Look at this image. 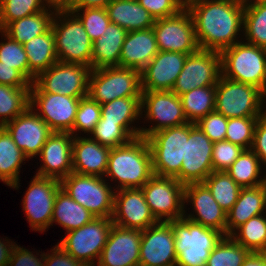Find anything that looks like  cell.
Wrapping results in <instances>:
<instances>
[{
    "instance_id": "cell-1",
    "label": "cell",
    "mask_w": 266,
    "mask_h": 266,
    "mask_svg": "<svg viewBox=\"0 0 266 266\" xmlns=\"http://www.w3.org/2000/svg\"><path fill=\"white\" fill-rule=\"evenodd\" d=\"M186 9L193 18L200 49L221 53L240 42L244 4L231 0H195Z\"/></svg>"
},
{
    "instance_id": "cell-2",
    "label": "cell",
    "mask_w": 266,
    "mask_h": 266,
    "mask_svg": "<svg viewBox=\"0 0 266 266\" xmlns=\"http://www.w3.org/2000/svg\"><path fill=\"white\" fill-rule=\"evenodd\" d=\"M153 175L152 155L146 138H134L126 145L111 148L104 178L117 181L115 190L141 188Z\"/></svg>"
},
{
    "instance_id": "cell-3",
    "label": "cell",
    "mask_w": 266,
    "mask_h": 266,
    "mask_svg": "<svg viewBox=\"0 0 266 266\" xmlns=\"http://www.w3.org/2000/svg\"><path fill=\"white\" fill-rule=\"evenodd\" d=\"M169 222L175 237V266H206L210 252L224 235L185 217Z\"/></svg>"
},
{
    "instance_id": "cell-4",
    "label": "cell",
    "mask_w": 266,
    "mask_h": 266,
    "mask_svg": "<svg viewBox=\"0 0 266 266\" xmlns=\"http://www.w3.org/2000/svg\"><path fill=\"white\" fill-rule=\"evenodd\" d=\"M242 38L220 53L222 76L256 86L266 94V49Z\"/></svg>"
},
{
    "instance_id": "cell-5",
    "label": "cell",
    "mask_w": 266,
    "mask_h": 266,
    "mask_svg": "<svg viewBox=\"0 0 266 266\" xmlns=\"http://www.w3.org/2000/svg\"><path fill=\"white\" fill-rule=\"evenodd\" d=\"M58 62L91 68L92 45L80 19L72 11H56L52 26Z\"/></svg>"
},
{
    "instance_id": "cell-6",
    "label": "cell",
    "mask_w": 266,
    "mask_h": 266,
    "mask_svg": "<svg viewBox=\"0 0 266 266\" xmlns=\"http://www.w3.org/2000/svg\"><path fill=\"white\" fill-rule=\"evenodd\" d=\"M188 136L189 122L162 129L146 137L152 155L154 175L176 178L180 182Z\"/></svg>"
},
{
    "instance_id": "cell-7",
    "label": "cell",
    "mask_w": 266,
    "mask_h": 266,
    "mask_svg": "<svg viewBox=\"0 0 266 266\" xmlns=\"http://www.w3.org/2000/svg\"><path fill=\"white\" fill-rule=\"evenodd\" d=\"M266 94L256 86L221 75L216 84L215 111L227 119L260 117L266 110Z\"/></svg>"
},
{
    "instance_id": "cell-8",
    "label": "cell",
    "mask_w": 266,
    "mask_h": 266,
    "mask_svg": "<svg viewBox=\"0 0 266 266\" xmlns=\"http://www.w3.org/2000/svg\"><path fill=\"white\" fill-rule=\"evenodd\" d=\"M106 181L103 177L72 172L60 184L74 201L95 217H112L115 189Z\"/></svg>"
},
{
    "instance_id": "cell-9",
    "label": "cell",
    "mask_w": 266,
    "mask_h": 266,
    "mask_svg": "<svg viewBox=\"0 0 266 266\" xmlns=\"http://www.w3.org/2000/svg\"><path fill=\"white\" fill-rule=\"evenodd\" d=\"M88 95L100 105L124 97H141V71L133 68L92 69Z\"/></svg>"
},
{
    "instance_id": "cell-10",
    "label": "cell",
    "mask_w": 266,
    "mask_h": 266,
    "mask_svg": "<svg viewBox=\"0 0 266 266\" xmlns=\"http://www.w3.org/2000/svg\"><path fill=\"white\" fill-rule=\"evenodd\" d=\"M112 226L111 217H95L86 225L66 232L65 237L57 244L74 259L95 266Z\"/></svg>"
},
{
    "instance_id": "cell-11",
    "label": "cell",
    "mask_w": 266,
    "mask_h": 266,
    "mask_svg": "<svg viewBox=\"0 0 266 266\" xmlns=\"http://www.w3.org/2000/svg\"><path fill=\"white\" fill-rule=\"evenodd\" d=\"M92 68L83 64L56 62L36 77L32 85L39 92L68 97H85L89 92Z\"/></svg>"
},
{
    "instance_id": "cell-12",
    "label": "cell",
    "mask_w": 266,
    "mask_h": 266,
    "mask_svg": "<svg viewBox=\"0 0 266 266\" xmlns=\"http://www.w3.org/2000/svg\"><path fill=\"white\" fill-rule=\"evenodd\" d=\"M143 112H145L143 114ZM152 123L149 128L140 127V137H148L162 129L187 123L180 96L172 91H142L141 116ZM155 124V125H154ZM151 126V127H150Z\"/></svg>"
},
{
    "instance_id": "cell-13",
    "label": "cell",
    "mask_w": 266,
    "mask_h": 266,
    "mask_svg": "<svg viewBox=\"0 0 266 266\" xmlns=\"http://www.w3.org/2000/svg\"><path fill=\"white\" fill-rule=\"evenodd\" d=\"M184 187L176 178L153 175L142 187L157 221L169 222L184 215Z\"/></svg>"
},
{
    "instance_id": "cell-14",
    "label": "cell",
    "mask_w": 266,
    "mask_h": 266,
    "mask_svg": "<svg viewBox=\"0 0 266 266\" xmlns=\"http://www.w3.org/2000/svg\"><path fill=\"white\" fill-rule=\"evenodd\" d=\"M28 186L22 209L31 229L42 233L51 226L56 194L61 184L57 179L35 174Z\"/></svg>"
},
{
    "instance_id": "cell-15",
    "label": "cell",
    "mask_w": 266,
    "mask_h": 266,
    "mask_svg": "<svg viewBox=\"0 0 266 266\" xmlns=\"http://www.w3.org/2000/svg\"><path fill=\"white\" fill-rule=\"evenodd\" d=\"M80 98L83 97L39 92L31 84L29 106L53 132H70L73 135V125Z\"/></svg>"
},
{
    "instance_id": "cell-16",
    "label": "cell",
    "mask_w": 266,
    "mask_h": 266,
    "mask_svg": "<svg viewBox=\"0 0 266 266\" xmlns=\"http://www.w3.org/2000/svg\"><path fill=\"white\" fill-rule=\"evenodd\" d=\"M152 29L159 51L189 55L200 49L196 40L193 18L186 7L177 15L156 19Z\"/></svg>"
},
{
    "instance_id": "cell-17",
    "label": "cell",
    "mask_w": 266,
    "mask_h": 266,
    "mask_svg": "<svg viewBox=\"0 0 266 266\" xmlns=\"http://www.w3.org/2000/svg\"><path fill=\"white\" fill-rule=\"evenodd\" d=\"M221 75V54L199 49L187 56L171 91L181 96L199 87L216 86Z\"/></svg>"
},
{
    "instance_id": "cell-18",
    "label": "cell",
    "mask_w": 266,
    "mask_h": 266,
    "mask_svg": "<svg viewBox=\"0 0 266 266\" xmlns=\"http://www.w3.org/2000/svg\"><path fill=\"white\" fill-rule=\"evenodd\" d=\"M213 142L194 123H189L185 160L180 170V183L203 182L212 172Z\"/></svg>"
},
{
    "instance_id": "cell-19",
    "label": "cell",
    "mask_w": 266,
    "mask_h": 266,
    "mask_svg": "<svg viewBox=\"0 0 266 266\" xmlns=\"http://www.w3.org/2000/svg\"><path fill=\"white\" fill-rule=\"evenodd\" d=\"M174 230L170 222L158 221L141 231L140 266H175Z\"/></svg>"
},
{
    "instance_id": "cell-20",
    "label": "cell",
    "mask_w": 266,
    "mask_h": 266,
    "mask_svg": "<svg viewBox=\"0 0 266 266\" xmlns=\"http://www.w3.org/2000/svg\"><path fill=\"white\" fill-rule=\"evenodd\" d=\"M113 224L143 231L157 223L141 188L118 189L114 195Z\"/></svg>"
},
{
    "instance_id": "cell-21",
    "label": "cell",
    "mask_w": 266,
    "mask_h": 266,
    "mask_svg": "<svg viewBox=\"0 0 266 266\" xmlns=\"http://www.w3.org/2000/svg\"><path fill=\"white\" fill-rule=\"evenodd\" d=\"M23 154L32 159L40 154L49 136L50 127L29 106L22 114L3 126Z\"/></svg>"
},
{
    "instance_id": "cell-22",
    "label": "cell",
    "mask_w": 266,
    "mask_h": 266,
    "mask_svg": "<svg viewBox=\"0 0 266 266\" xmlns=\"http://www.w3.org/2000/svg\"><path fill=\"white\" fill-rule=\"evenodd\" d=\"M188 202L192 204L193 214L185 211V205H188ZM183 217L204 227L215 229L226 236V212L219 206L203 182L185 185Z\"/></svg>"
},
{
    "instance_id": "cell-23",
    "label": "cell",
    "mask_w": 266,
    "mask_h": 266,
    "mask_svg": "<svg viewBox=\"0 0 266 266\" xmlns=\"http://www.w3.org/2000/svg\"><path fill=\"white\" fill-rule=\"evenodd\" d=\"M141 231L113 224L95 266H139Z\"/></svg>"
},
{
    "instance_id": "cell-24",
    "label": "cell",
    "mask_w": 266,
    "mask_h": 266,
    "mask_svg": "<svg viewBox=\"0 0 266 266\" xmlns=\"http://www.w3.org/2000/svg\"><path fill=\"white\" fill-rule=\"evenodd\" d=\"M70 132H53L38 155L41 161L36 175L61 181L72 173V143Z\"/></svg>"
},
{
    "instance_id": "cell-25",
    "label": "cell",
    "mask_w": 266,
    "mask_h": 266,
    "mask_svg": "<svg viewBox=\"0 0 266 266\" xmlns=\"http://www.w3.org/2000/svg\"><path fill=\"white\" fill-rule=\"evenodd\" d=\"M188 54L159 51L141 70L142 91H171Z\"/></svg>"
},
{
    "instance_id": "cell-26",
    "label": "cell",
    "mask_w": 266,
    "mask_h": 266,
    "mask_svg": "<svg viewBox=\"0 0 266 266\" xmlns=\"http://www.w3.org/2000/svg\"><path fill=\"white\" fill-rule=\"evenodd\" d=\"M111 148L90 137H74L72 143V172L82 175L105 176Z\"/></svg>"
},
{
    "instance_id": "cell-27",
    "label": "cell",
    "mask_w": 266,
    "mask_h": 266,
    "mask_svg": "<svg viewBox=\"0 0 266 266\" xmlns=\"http://www.w3.org/2000/svg\"><path fill=\"white\" fill-rule=\"evenodd\" d=\"M158 52L152 28L129 31L122 45L119 67L141 71Z\"/></svg>"
},
{
    "instance_id": "cell-28",
    "label": "cell",
    "mask_w": 266,
    "mask_h": 266,
    "mask_svg": "<svg viewBox=\"0 0 266 266\" xmlns=\"http://www.w3.org/2000/svg\"><path fill=\"white\" fill-rule=\"evenodd\" d=\"M127 31L110 22L106 31L92 45L91 68L119 67L122 45Z\"/></svg>"
},
{
    "instance_id": "cell-29",
    "label": "cell",
    "mask_w": 266,
    "mask_h": 266,
    "mask_svg": "<svg viewBox=\"0 0 266 266\" xmlns=\"http://www.w3.org/2000/svg\"><path fill=\"white\" fill-rule=\"evenodd\" d=\"M265 213V192L262 186L242 188L232 209L226 213V235H230L250 218Z\"/></svg>"
},
{
    "instance_id": "cell-30",
    "label": "cell",
    "mask_w": 266,
    "mask_h": 266,
    "mask_svg": "<svg viewBox=\"0 0 266 266\" xmlns=\"http://www.w3.org/2000/svg\"><path fill=\"white\" fill-rule=\"evenodd\" d=\"M105 8L110 21L127 32L154 26L155 18L137 0H111Z\"/></svg>"
},
{
    "instance_id": "cell-31",
    "label": "cell",
    "mask_w": 266,
    "mask_h": 266,
    "mask_svg": "<svg viewBox=\"0 0 266 266\" xmlns=\"http://www.w3.org/2000/svg\"><path fill=\"white\" fill-rule=\"evenodd\" d=\"M23 45L28 59L29 82L32 84L39 73L58 62L54 32L50 28Z\"/></svg>"
},
{
    "instance_id": "cell-32",
    "label": "cell",
    "mask_w": 266,
    "mask_h": 266,
    "mask_svg": "<svg viewBox=\"0 0 266 266\" xmlns=\"http://www.w3.org/2000/svg\"><path fill=\"white\" fill-rule=\"evenodd\" d=\"M142 117L141 97L118 98L101 105V119L120 122L134 138L140 137V128L132 124Z\"/></svg>"
},
{
    "instance_id": "cell-33",
    "label": "cell",
    "mask_w": 266,
    "mask_h": 266,
    "mask_svg": "<svg viewBox=\"0 0 266 266\" xmlns=\"http://www.w3.org/2000/svg\"><path fill=\"white\" fill-rule=\"evenodd\" d=\"M28 158L18 148L12 136L2 126L0 127V180L10 188L18 190L20 168Z\"/></svg>"
},
{
    "instance_id": "cell-34",
    "label": "cell",
    "mask_w": 266,
    "mask_h": 266,
    "mask_svg": "<svg viewBox=\"0 0 266 266\" xmlns=\"http://www.w3.org/2000/svg\"><path fill=\"white\" fill-rule=\"evenodd\" d=\"M95 216L85 207L74 201L62 188L56 194L51 226L54 222L73 231L91 222Z\"/></svg>"
},
{
    "instance_id": "cell-35",
    "label": "cell",
    "mask_w": 266,
    "mask_h": 266,
    "mask_svg": "<svg viewBox=\"0 0 266 266\" xmlns=\"http://www.w3.org/2000/svg\"><path fill=\"white\" fill-rule=\"evenodd\" d=\"M55 13L56 11L47 8L44 11L10 22L2 31L18 43L25 44L51 28Z\"/></svg>"
},
{
    "instance_id": "cell-36",
    "label": "cell",
    "mask_w": 266,
    "mask_h": 266,
    "mask_svg": "<svg viewBox=\"0 0 266 266\" xmlns=\"http://www.w3.org/2000/svg\"><path fill=\"white\" fill-rule=\"evenodd\" d=\"M262 166L255 153L246 149L226 172L241 188H253L262 184Z\"/></svg>"
},
{
    "instance_id": "cell-37",
    "label": "cell",
    "mask_w": 266,
    "mask_h": 266,
    "mask_svg": "<svg viewBox=\"0 0 266 266\" xmlns=\"http://www.w3.org/2000/svg\"><path fill=\"white\" fill-rule=\"evenodd\" d=\"M216 86L193 89L180 96L184 115L189 123H197L215 111Z\"/></svg>"
},
{
    "instance_id": "cell-38",
    "label": "cell",
    "mask_w": 266,
    "mask_h": 266,
    "mask_svg": "<svg viewBox=\"0 0 266 266\" xmlns=\"http://www.w3.org/2000/svg\"><path fill=\"white\" fill-rule=\"evenodd\" d=\"M244 36L246 43L266 49V1L244 5Z\"/></svg>"
},
{
    "instance_id": "cell-39",
    "label": "cell",
    "mask_w": 266,
    "mask_h": 266,
    "mask_svg": "<svg viewBox=\"0 0 266 266\" xmlns=\"http://www.w3.org/2000/svg\"><path fill=\"white\" fill-rule=\"evenodd\" d=\"M230 236L250 252H266V213L250 218Z\"/></svg>"
},
{
    "instance_id": "cell-40",
    "label": "cell",
    "mask_w": 266,
    "mask_h": 266,
    "mask_svg": "<svg viewBox=\"0 0 266 266\" xmlns=\"http://www.w3.org/2000/svg\"><path fill=\"white\" fill-rule=\"evenodd\" d=\"M203 183L226 213L232 209L242 189L226 171H213Z\"/></svg>"
},
{
    "instance_id": "cell-41",
    "label": "cell",
    "mask_w": 266,
    "mask_h": 266,
    "mask_svg": "<svg viewBox=\"0 0 266 266\" xmlns=\"http://www.w3.org/2000/svg\"><path fill=\"white\" fill-rule=\"evenodd\" d=\"M30 105V88L0 84V127L22 114Z\"/></svg>"
},
{
    "instance_id": "cell-42",
    "label": "cell",
    "mask_w": 266,
    "mask_h": 266,
    "mask_svg": "<svg viewBox=\"0 0 266 266\" xmlns=\"http://www.w3.org/2000/svg\"><path fill=\"white\" fill-rule=\"evenodd\" d=\"M249 253V250L230 235H226L210 252L206 266H242Z\"/></svg>"
},
{
    "instance_id": "cell-43",
    "label": "cell",
    "mask_w": 266,
    "mask_h": 266,
    "mask_svg": "<svg viewBox=\"0 0 266 266\" xmlns=\"http://www.w3.org/2000/svg\"><path fill=\"white\" fill-rule=\"evenodd\" d=\"M46 9L43 0H0V30L10 22Z\"/></svg>"
},
{
    "instance_id": "cell-44",
    "label": "cell",
    "mask_w": 266,
    "mask_h": 266,
    "mask_svg": "<svg viewBox=\"0 0 266 266\" xmlns=\"http://www.w3.org/2000/svg\"><path fill=\"white\" fill-rule=\"evenodd\" d=\"M89 136L103 146L115 148L128 144L134 137L122 126L120 122L100 119Z\"/></svg>"
},
{
    "instance_id": "cell-45",
    "label": "cell",
    "mask_w": 266,
    "mask_h": 266,
    "mask_svg": "<svg viewBox=\"0 0 266 266\" xmlns=\"http://www.w3.org/2000/svg\"><path fill=\"white\" fill-rule=\"evenodd\" d=\"M0 33L2 36V42H0V65L12 66L29 81V66L24 45L11 39L2 30H0Z\"/></svg>"
},
{
    "instance_id": "cell-46",
    "label": "cell",
    "mask_w": 266,
    "mask_h": 266,
    "mask_svg": "<svg viewBox=\"0 0 266 266\" xmlns=\"http://www.w3.org/2000/svg\"><path fill=\"white\" fill-rule=\"evenodd\" d=\"M257 120L258 117L229 118L225 140L242 147L244 150L251 149Z\"/></svg>"
},
{
    "instance_id": "cell-47",
    "label": "cell",
    "mask_w": 266,
    "mask_h": 266,
    "mask_svg": "<svg viewBox=\"0 0 266 266\" xmlns=\"http://www.w3.org/2000/svg\"><path fill=\"white\" fill-rule=\"evenodd\" d=\"M72 12L80 19L92 42L104 34L111 22L104 7H85Z\"/></svg>"
},
{
    "instance_id": "cell-48",
    "label": "cell",
    "mask_w": 266,
    "mask_h": 266,
    "mask_svg": "<svg viewBox=\"0 0 266 266\" xmlns=\"http://www.w3.org/2000/svg\"><path fill=\"white\" fill-rule=\"evenodd\" d=\"M101 119V105L89 95L80 98L73 125V136L77 137L81 131L90 133ZM78 131V132H77Z\"/></svg>"
},
{
    "instance_id": "cell-49",
    "label": "cell",
    "mask_w": 266,
    "mask_h": 266,
    "mask_svg": "<svg viewBox=\"0 0 266 266\" xmlns=\"http://www.w3.org/2000/svg\"><path fill=\"white\" fill-rule=\"evenodd\" d=\"M244 149L229 141H219L213 144V171H226L239 157Z\"/></svg>"
},
{
    "instance_id": "cell-50",
    "label": "cell",
    "mask_w": 266,
    "mask_h": 266,
    "mask_svg": "<svg viewBox=\"0 0 266 266\" xmlns=\"http://www.w3.org/2000/svg\"><path fill=\"white\" fill-rule=\"evenodd\" d=\"M195 124L213 143L225 140L228 119L221 113L213 111Z\"/></svg>"
},
{
    "instance_id": "cell-51",
    "label": "cell",
    "mask_w": 266,
    "mask_h": 266,
    "mask_svg": "<svg viewBox=\"0 0 266 266\" xmlns=\"http://www.w3.org/2000/svg\"><path fill=\"white\" fill-rule=\"evenodd\" d=\"M154 18L161 19L177 15L184 5L179 0H137Z\"/></svg>"
},
{
    "instance_id": "cell-52",
    "label": "cell",
    "mask_w": 266,
    "mask_h": 266,
    "mask_svg": "<svg viewBox=\"0 0 266 266\" xmlns=\"http://www.w3.org/2000/svg\"><path fill=\"white\" fill-rule=\"evenodd\" d=\"M32 252L16 244L13 247L8 266H44L45 252H41L40 257L36 256L39 253L33 254Z\"/></svg>"
},
{
    "instance_id": "cell-53",
    "label": "cell",
    "mask_w": 266,
    "mask_h": 266,
    "mask_svg": "<svg viewBox=\"0 0 266 266\" xmlns=\"http://www.w3.org/2000/svg\"><path fill=\"white\" fill-rule=\"evenodd\" d=\"M251 150L260 159L263 167L266 168V111L258 117L254 140Z\"/></svg>"
},
{
    "instance_id": "cell-54",
    "label": "cell",
    "mask_w": 266,
    "mask_h": 266,
    "mask_svg": "<svg viewBox=\"0 0 266 266\" xmlns=\"http://www.w3.org/2000/svg\"><path fill=\"white\" fill-rule=\"evenodd\" d=\"M51 253H45L44 266H90L82 261L74 259L69 253L64 251L58 244L52 249Z\"/></svg>"
},
{
    "instance_id": "cell-55",
    "label": "cell",
    "mask_w": 266,
    "mask_h": 266,
    "mask_svg": "<svg viewBox=\"0 0 266 266\" xmlns=\"http://www.w3.org/2000/svg\"><path fill=\"white\" fill-rule=\"evenodd\" d=\"M0 84L15 88H30L31 83L12 66L0 65Z\"/></svg>"
},
{
    "instance_id": "cell-56",
    "label": "cell",
    "mask_w": 266,
    "mask_h": 266,
    "mask_svg": "<svg viewBox=\"0 0 266 266\" xmlns=\"http://www.w3.org/2000/svg\"><path fill=\"white\" fill-rule=\"evenodd\" d=\"M15 245L16 243L12 242L11 239H0V266H8Z\"/></svg>"
},
{
    "instance_id": "cell-57",
    "label": "cell",
    "mask_w": 266,
    "mask_h": 266,
    "mask_svg": "<svg viewBox=\"0 0 266 266\" xmlns=\"http://www.w3.org/2000/svg\"><path fill=\"white\" fill-rule=\"evenodd\" d=\"M75 0H43L47 8L54 11H72Z\"/></svg>"
},
{
    "instance_id": "cell-58",
    "label": "cell",
    "mask_w": 266,
    "mask_h": 266,
    "mask_svg": "<svg viewBox=\"0 0 266 266\" xmlns=\"http://www.w3.org/2000/svg\"><path fill=\"white\" fill-rule=\"evenodd\" d=\"M242 266H266V252H250Z\"/></svg>"
},
{
    "instance_id": "cell-59",
    "label": "cell",
    "mask_w": 266,
    "mask_h": 266,
    "mask_svg": "<svg viewBox=\"0 0 266 266\" xmlns=\"http://www.w3.org/2000/svg\"><path fill=\"white\" fill-rule=\"evenodd\" d=\"M111 0H75L74 9L85 7H106Z\"/></svg>"
},
{
    "instance_id": "cell-60",
    "label": "cell",
    "mask_w": 266,
    "mask_h": 266,
    "mask_svg": "<svg viewBox=\"0 0 266 266\" xmlns=\"http://www.w3.org/2000/svg\"><path fill=\"white\" fill-rule=\"evenodd\" d=\"M266 171V168H265ZM262 188L264 189L265 192V204H266V174L263 175V180H262V184H261Z\"/></svg>"
},
{
    "instance_id": "cell-61",
    "label": "cell",
    "mask_w": 266,
    "mask_h": 266,
    "mask_svg": "<svg viewBox=\"0 0 266 266\" xmlns=\"http://www.w3.org/2000/svg\"><path fill=\"white\" fill-rule=\"evenodd\" d=\"M231 1H235L244 5L250 4V0H231Z\"/></svg>"
},
{
    "instance_id": "cell-62",
    "label": "cell",
    "mask_w": 266,
    "mask_h": 266,
    "mask_svg": "<svg viewBox=\"0 0 266 266\" xmlns=\"http://www.w3.org/2000/svg\"><path fill=\"white\" fill-rule=\"evenodd\" d=\"M183 5L184 7H186L189 3L195 1V0H179Z\"/></svg>"
},
{
    "instance_id": "cell-63",
    "label": "cell",
    "mask_w": 266,
    "mask_h": 266,
    "mask_svg": "<svg viewBox=\"0 0 266 266\" xmlns=\"http://www.w3.org/2000/svg\"><path fill=\"white\" fill-rule=\"evenodd\" d=\"M266 0H250V4L252 3H258V2H264Z\"/></svg>"
}]
</instances>
